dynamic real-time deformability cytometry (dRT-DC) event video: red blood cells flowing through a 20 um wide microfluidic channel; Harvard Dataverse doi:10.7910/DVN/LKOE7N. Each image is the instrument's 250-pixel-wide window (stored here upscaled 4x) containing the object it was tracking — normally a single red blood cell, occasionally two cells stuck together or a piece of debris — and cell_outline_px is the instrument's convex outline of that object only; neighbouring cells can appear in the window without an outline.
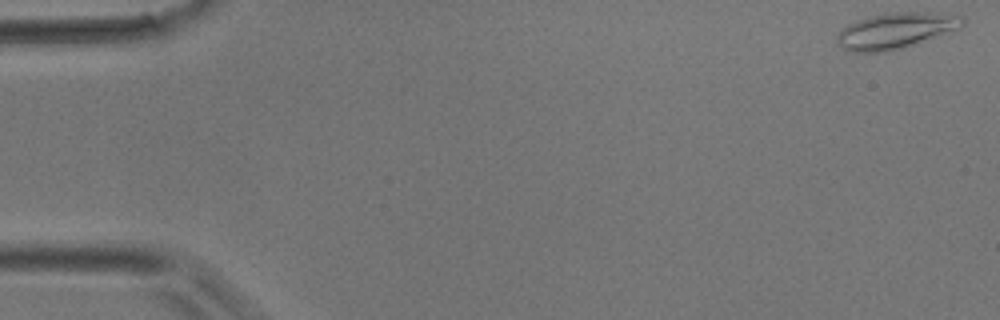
{"species": "common noctule bat (a hibernating species)", "species_latin": "Nyctalus noctula", "temperature_condition": "room temperature", "stored_images_in_passage": 4, "camera_frame_rate_fps": 3000, "um_per_image_px": 0.085, "animal": {"sex": "male", "body_mass_g": 17.9}, "frame": {"image": 1, "passage_image": 1, "time_ms": 0.0, "image_size_px": [1000, 320], "cell_outline_px": [[964, 24], [960, 28], [904, 48], [884, 52], [848, 52], [836, 40], [836, 36], [840, 28], [848, 24], [872, 16], [896, 12], [936, 12], [964, 16]], "centroid_in_image_um": [76.15, 2.61], "position_along_channel_um": 8.9, "area_um2": 26.24}}